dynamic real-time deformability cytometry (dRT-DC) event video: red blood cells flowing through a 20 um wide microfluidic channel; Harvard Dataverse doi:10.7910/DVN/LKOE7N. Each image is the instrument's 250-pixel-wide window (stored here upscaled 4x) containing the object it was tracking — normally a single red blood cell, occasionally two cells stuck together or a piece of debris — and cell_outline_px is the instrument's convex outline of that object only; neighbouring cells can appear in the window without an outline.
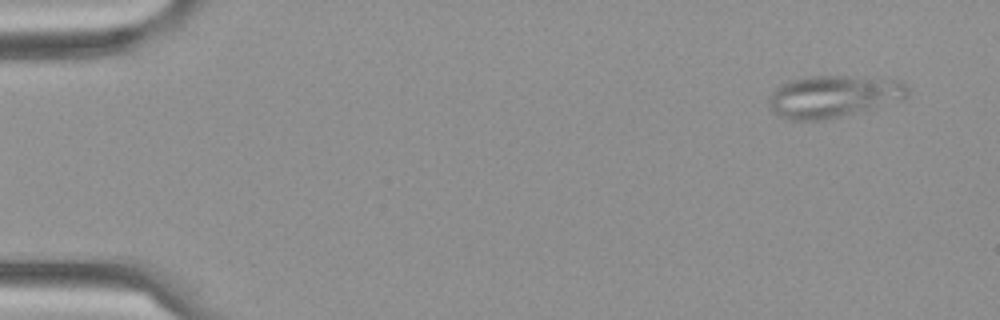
{"species": "Egyptian fruit bat (a non-hibernating species)", "species_latin": "Rousettus aegyptiacus", "temperature_condition": "cold", "stored_images_in_passage": 5, "camera_frame_rate_fps": 3000, "um_per_image_px": 0.085, "frame": {"image": 1, "passage_image": 1, "time_ms": 0.0, "image_size_px": [1000, 320], "cell_outline_px": [[908, 96], [904, 100], [820, 120], [792, 120], [780, 116], [772, 112], [768, 108], [768, 96], [780, 84], [788, 80], [808, 76], [864, 76], [892, 80], [904, 84], [908, 88]], "centroid_in_image_um": [70.77, 8.18], "position_along_channel_um": 14.2, "area_um2": 33.93}}